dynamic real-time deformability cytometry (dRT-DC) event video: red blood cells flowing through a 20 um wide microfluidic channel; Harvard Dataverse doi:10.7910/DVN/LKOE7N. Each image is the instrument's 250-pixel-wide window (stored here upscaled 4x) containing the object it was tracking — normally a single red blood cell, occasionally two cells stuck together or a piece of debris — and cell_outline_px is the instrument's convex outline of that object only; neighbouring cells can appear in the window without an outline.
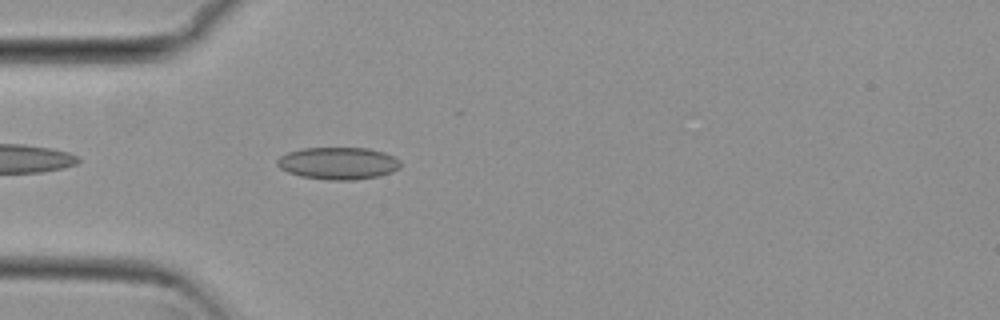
{"species": "common noctule bat (a hibernating species)", "species_latin": "Nyctalus noctula", "temperature_condition": "cold", "stored_images_in_passage": 34, "camera_frame_rate_fps": 3000, "um_per_image_px": 0.085, "animal": {"sex": "female", "body_mass_g": 29.2, "forearm_length_mm": 56.3}, "frame": {"image": 1, "passage_image": 3, "time_ms": 0.667, "image_size_px": [1000, 320], "cell_outline_px": [[400, 168], [392, 172], [380, 176], [356, 180], [328, 180], [300, 176], [288, 172], [280, 168], [276, 164], [276, 160], [280, 156], [288, 152], [304, 148], [368, 148], [384, 152], [400, 160]], "centroid_in_image_um": [28.75, 13.88], "position_along_channel_um": 56.2, "area_um2": 23.29}}
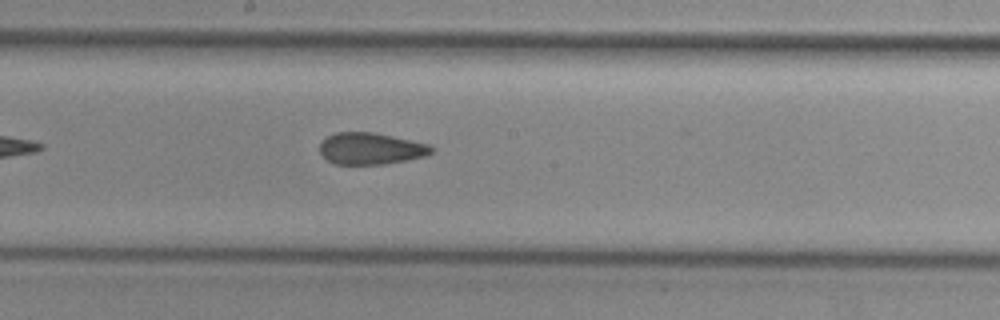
{"frame": {"image": 2, "passage_image": 16, "time_ms": 5.0, "image_size_px": [1000, 320], "cell_outline_px": [[436, 148], [432, 152], [424, 156], [384, 164], [336, 164], [328, 160], [320, 152], [320, 140], [336, 132], [372, 132], [392, 136], [428, 144]], "centroid_in_image_um": [31.49, 12.62], "position_along_channel_um": 216.7, "area_um2": 20.46}}
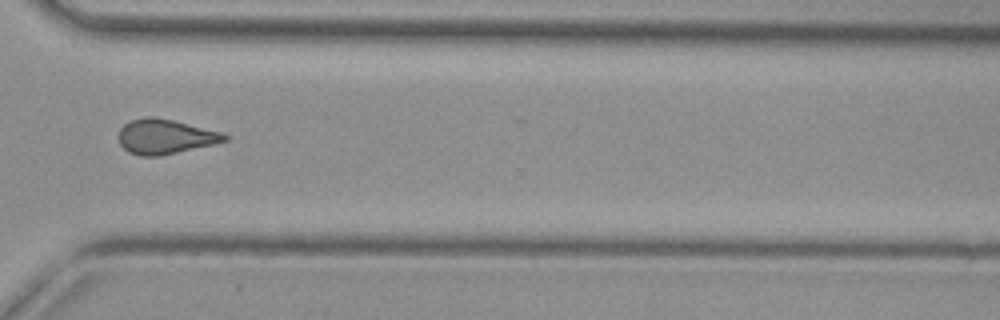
{"frame": {"image": 3, "passage_image": 27, "time_ms": 8.667, "image_size_px": [1000, 320], "cell_outline_px": [[228, 140], [212, 144], [160, 156], [140, 156], [128, 152], [120, 144], [116, 136], [120, 128], [124, 124], [132, 120], [144, 116], [152, 116], [172, 120], [224, 132], [228, 136]], "centroid_in_image_um": [14.0, 11.6], "position_along_channel_um": 356.6, "area_um2": 21.56}, "authors_computed_cell_mechanics": {"area_um2": 21.4438, "velocity_mm_per_s": 3.8078, "shape_relaxation_time_tau1_ms": null, "shape_relaxation_time_tau2_ms": 2.524, "deformation_change_tau1": null, "deformation_change_tau2": 0.0947}}